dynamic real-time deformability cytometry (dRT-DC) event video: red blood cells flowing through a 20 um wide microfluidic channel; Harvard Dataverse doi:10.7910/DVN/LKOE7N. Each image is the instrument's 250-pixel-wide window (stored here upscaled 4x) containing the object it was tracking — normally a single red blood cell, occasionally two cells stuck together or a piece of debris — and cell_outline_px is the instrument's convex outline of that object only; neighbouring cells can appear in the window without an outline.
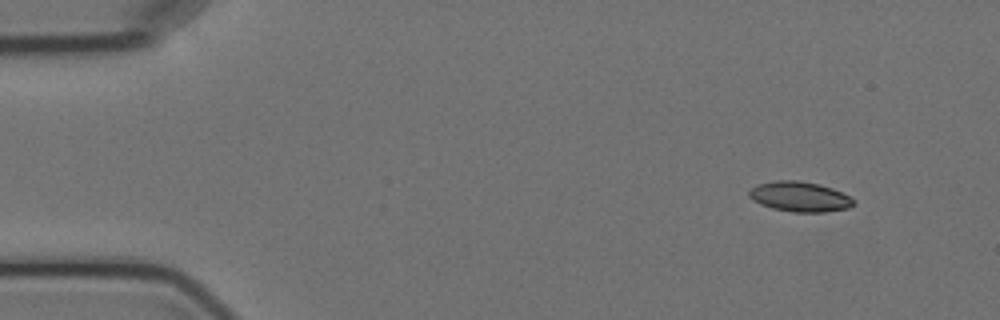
{"species": "Egyptian fruit bat (a non-hibernating species)", "species_latin": "Rousettus aegyptiacus", "temperature_condition": "cold", "stored_images_in_passage": 4, "camera_frame_rate_fps": 3000, "um_per_image_px": 0.085, "animal": {"sex": "female"}, "frame": {"image": 1, "passage_image": 1, "time_ms": 0.0, "image_size_px": [1000, 320], "cell_outline_px": [[856, 204], [848, 208], [824, 212], [792, 212], [772, 208], [760, 204], [752, 200], [748, 196], [748, 192], [756, 184], [776, 180], [796, 180], [820, 184], [832, 188], [856, 200]], "centroid_in_image_um": [67.96, 16.71], "position_along_channel_um": 17.0, "area_um2": 18.44}}
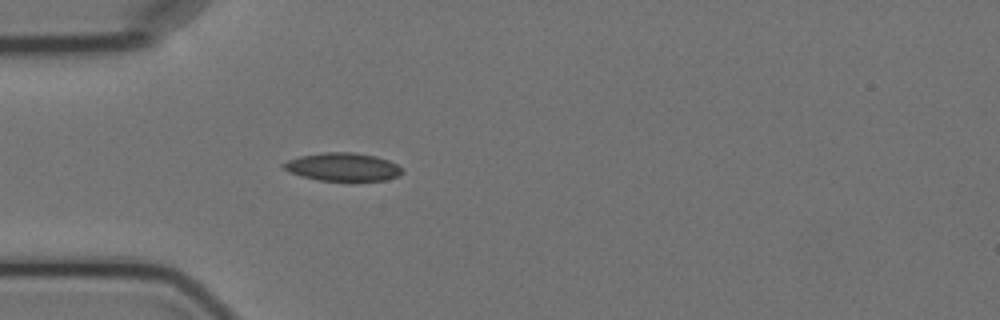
{"frame": {"image": 2, "passage_image": 4, "time_ms": 3.667, "image_size_px": [1000, 320], "cell_outline_px": [[404, 172], [400, 176], [384, 180], [320, 180], [300, 176], [288, 172], [280, 164], [288, 160], [300, 156], [324, 152], [352, 152], [376, 156], [388, 160], [396, 164]], "centroid_in_image_um": [29.12, 14.18], "position_along_channel_um": 55.9, "area_um2": 19.36}}